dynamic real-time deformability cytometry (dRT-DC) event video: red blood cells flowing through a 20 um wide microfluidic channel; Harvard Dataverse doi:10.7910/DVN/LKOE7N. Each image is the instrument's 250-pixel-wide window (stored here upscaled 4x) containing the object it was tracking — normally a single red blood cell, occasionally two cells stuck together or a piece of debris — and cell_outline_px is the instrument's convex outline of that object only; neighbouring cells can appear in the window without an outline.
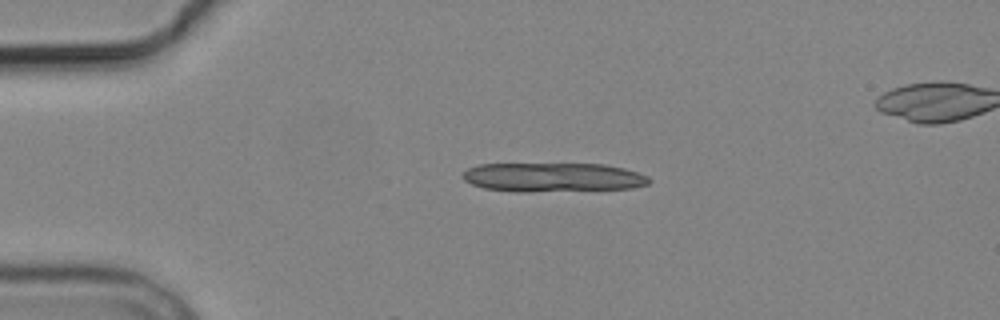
{"species": "common noctule bat (a hibernating species)", "species_latin": "Nyctalus noctula", "temperature_condition": "cold", "stored_images_in_passage": 4, "camera_frame_rate_fps": 3000, "um_per_image_px": 0.085, "animal": {"sex": "male", "body_mass_g": 19.2, "forearm_length_mm": 51.8}, "frame": {"image": 1, "passage_image": 1, "time_ms": 0.0, "image_size_px": [1000, 320], "cell_outline_px": [[652, 180], [648, 184], [632, 188], [528, 192], [516, 192], [484, 188], [472, 184], [464, 180], [464, 172], [468, 168], [480, 164], [604, 164], [624, 168], [648, 176]], "centroid_in_image_um": [47.01, 15.07], "position_along_channel_um": 38.0, "area_um2": 31.56}}